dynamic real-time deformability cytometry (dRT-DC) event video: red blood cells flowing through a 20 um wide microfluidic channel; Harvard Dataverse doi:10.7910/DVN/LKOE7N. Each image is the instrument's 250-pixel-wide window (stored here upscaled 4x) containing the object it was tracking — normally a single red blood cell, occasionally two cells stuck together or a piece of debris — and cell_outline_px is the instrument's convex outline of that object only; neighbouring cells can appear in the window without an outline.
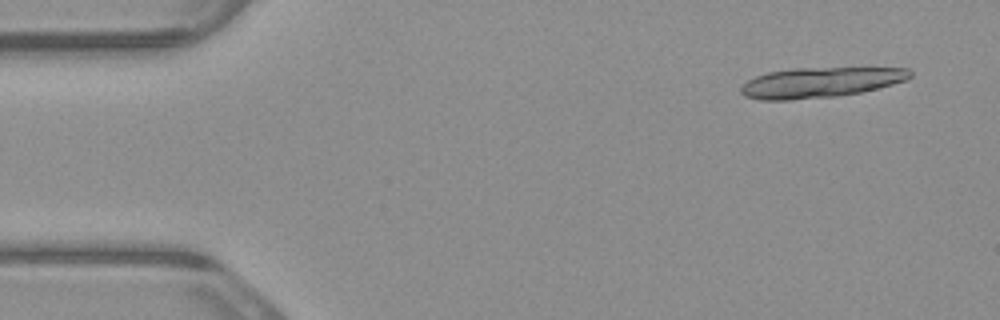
{"species": "common noctule bat (a hibernating species)", "species_latin": "Nyctalus noctula", "temperature_condition": "warm", "stored_images_in_passage": 6, "camera_frame_rate_fps": 3000, "um_per_image_px": 0.085, "animal": {"sex": "male", "body_mass_g": 23.1, "forearm_length_mm": 52.7}, "frame": {"image": 1, "passage_image": 2, "time_ms": 0.333, "image_size_px": [1000, 320], "cell_outline_px": [[912, 76], [908, 80], [860, 92], [836, 96], [788, 100], [760, 100], [744, 96], [740, 92], [740, 88], [748, 80], [756, 76], [768, 72], [796, 68], [908, 68], [912, 72]], "centroid_in_image_um": [69.72, 7.01], "position_along_channel_um": 15.3, "area_um2": 29.65}}